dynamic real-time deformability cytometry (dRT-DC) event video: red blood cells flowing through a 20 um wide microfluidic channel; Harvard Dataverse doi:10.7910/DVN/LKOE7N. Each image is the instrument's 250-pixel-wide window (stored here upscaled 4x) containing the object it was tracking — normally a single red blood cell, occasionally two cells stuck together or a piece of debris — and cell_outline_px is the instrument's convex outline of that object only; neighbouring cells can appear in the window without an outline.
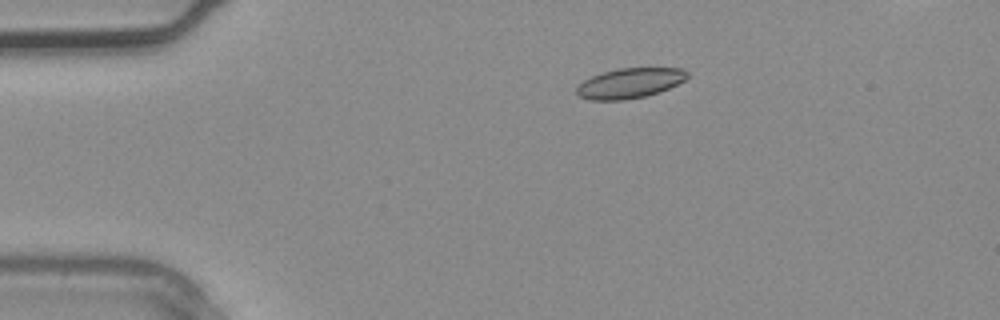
{"species": "common noctule bat (a hibernating species)", "species_latin": "Nyctalus noctula", "temperature_condition": "warm", "stored_images_in_passage": 3, "camera_frame_rate_fps": 3000, "um_per_image_px": 0.085, "animal": {"sex": "male", "body_mass_g": 20.4}, "frame": {"image": 1, "passage_image": 3, "time_ms": 0.667, "image_size_px": [1000, 320], "cell_outline_px": [[688, 76], [684, 80], [660, 92], [644, 96], [624, 100], [592, 100], [580, 96], [576, 92], [576, 88], [584, 80], [592, 76], [604, 72], [620, 68], [684, 68], [688, 72]], "centroid_in_image_um": [53.54, 7.06], "position_along_channel_um": 31.5, "area_um2": 19.19}}